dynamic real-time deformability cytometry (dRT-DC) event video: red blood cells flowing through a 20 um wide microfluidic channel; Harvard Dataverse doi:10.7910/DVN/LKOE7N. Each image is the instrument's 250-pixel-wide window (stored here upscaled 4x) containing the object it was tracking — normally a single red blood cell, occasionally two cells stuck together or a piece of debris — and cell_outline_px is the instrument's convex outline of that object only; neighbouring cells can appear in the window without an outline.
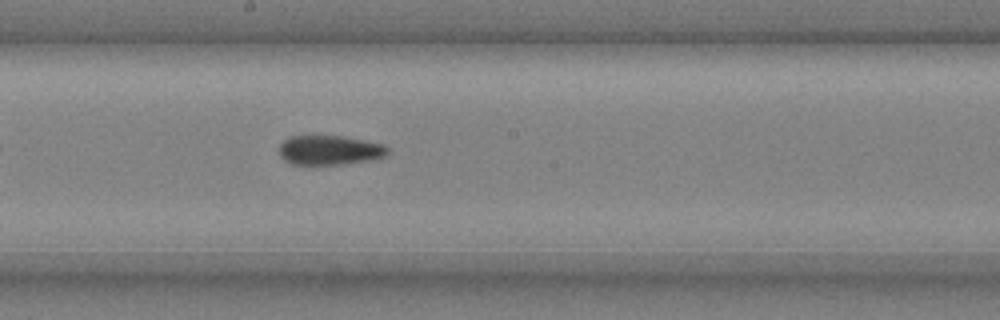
{"species": "common noctule bat (a hibernating species)", "species_latin": "Nyctalus noctula", "temperature_condition": "cold", "stored_images_in_passage": 8, "camera_frame_rate_fps": 3000, "um_per_image_px": 0.085, "animal": {"sex": "male", "body_mass_g": 20.4}, "frame": {"image": 1, "passage_image": 8, "time_ms": 2.333, "image_size_px": [1000, 320], "cell_outline_px": [[388, 156], [372, 160], [340, 164], [288, 164], [280, 156], [280, 144], [288, 136], [344, 136], [384, 144], [388, 148]], "centroid_in_image_um": [28.03, 12.76], "position_along_channel_um": 220.2, "area_um2": 18.79}}